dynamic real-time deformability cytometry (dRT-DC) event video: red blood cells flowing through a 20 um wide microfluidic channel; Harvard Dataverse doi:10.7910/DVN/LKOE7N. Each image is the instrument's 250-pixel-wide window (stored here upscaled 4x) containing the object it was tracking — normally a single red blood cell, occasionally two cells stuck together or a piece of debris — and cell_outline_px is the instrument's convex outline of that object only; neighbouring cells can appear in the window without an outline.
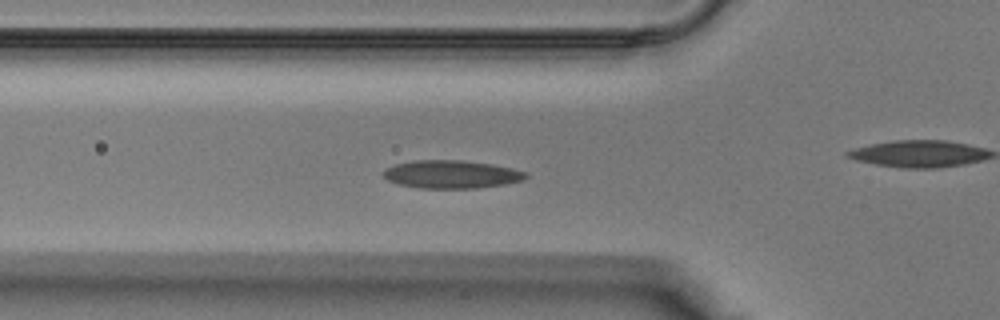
{"species": "Egyptian fruit bat (a non-hibernating species)", "species_latin": "Rousettus aegyptiacus", "temperature_condition": "warm", "stored_images_in_passage": 40, "camera_frame_rate_fps": 3000, "um_per_image_px": 0.085, "animal": {"sex": "male"}, "frame": {"image": 1, "passage_image": 13, "time_ms": 4.0, "image_size_px": [1000, 320], "cell_outline_px": [[528, 176], [524, 180], [504, 184], [476, 188], [420, 188], [400, 184], [388, 180], [384, 176], [384, 172], [388, 168], [396, 164], [412, 160], [464, 160], [492, 164], [512, 168], [528, 172]], "centroid_in_image_um": [38.43, 14.81], "position_along_channel_um": 87.4, "area_um2": 23.18}}
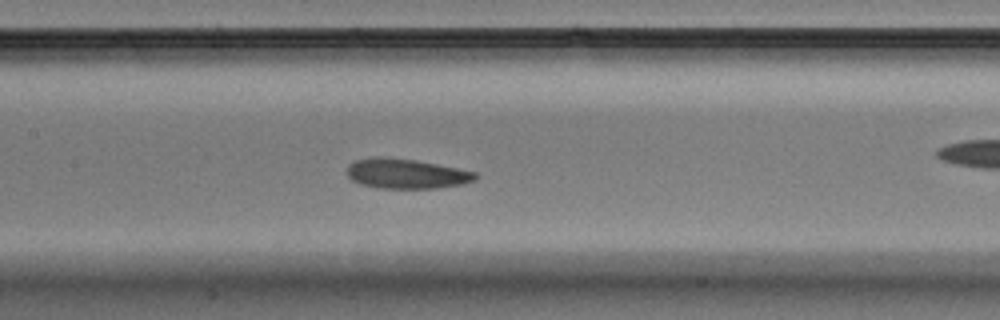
{"frame": {"image": 2, "passage_image": 18, "time_ms": 5.667, "image_size_px": [1000, 320], "cell_outline_px": [[476, 180], [464, 184], [440, 188], [376, 188], [360, 184], [352, 180], [348, 176], [348, 164], [352, 160], [376, 156], [384, 156], [412, 160], [436, 164], [476, 172]], "centroid_in_image_um": [34.49, 14.76], "position_along_channel_um": 172.9, "area_um2": 22.43}}
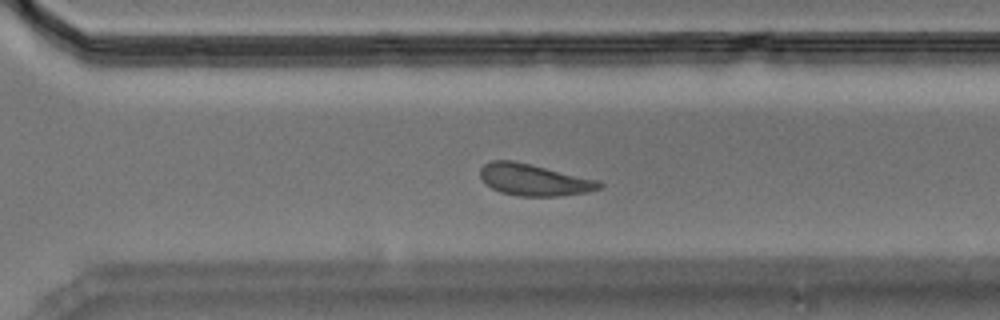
{"frame": {"image": 3, "passage_image": 27, "time_ms": 8.667, "image_size_px": [1000, 320], "cell_outline_px": [[604, 184], [600, 188], [588, 192], [556, 196], [516, 196], [500, 192], [492, 188], [480, 176], [480, 168], [484, 164], [492, 160], [516, 160], [600, 180]], "centroid_in_image_um": [45.42, 15.27], "position_along_channel_um": 325.2, "area_um2": 22.2}}